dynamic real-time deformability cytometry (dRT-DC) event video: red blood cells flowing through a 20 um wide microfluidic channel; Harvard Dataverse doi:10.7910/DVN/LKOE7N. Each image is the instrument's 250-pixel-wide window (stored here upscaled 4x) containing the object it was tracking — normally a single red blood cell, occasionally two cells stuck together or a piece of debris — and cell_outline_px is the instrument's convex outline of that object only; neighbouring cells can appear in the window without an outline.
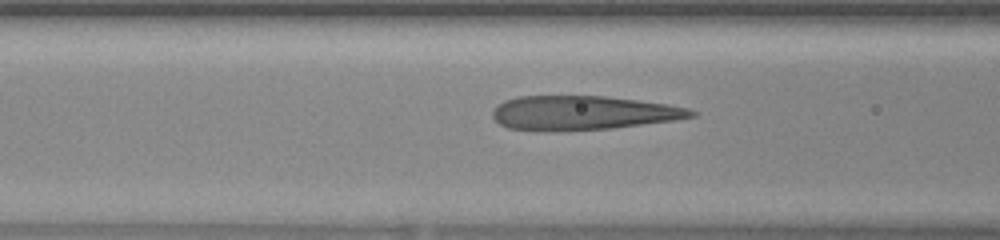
{"species": "human", "species_latin": "Homo sapiens", "temperature_condition": "warm", "stored_images_in_passage": 26, "camera_frame_rate_fps": 3000, "um_per_image_px": 0.085, "donor": {"sex": "female"}, "frame": {"image": 1, "passage_image": 13, "time_ms": 4.0, "image_size_px": [1000, 240], "cell_outline_px": [[696, 116], [676, 120], [612, 128], [544, 132], [540, 132], [508, 128], [500, 124], [492, 116], [492, 108], [504, 100], [516, 96], [604, 96], [668, 104], [688, 108], [696, 112]], "centroid_in_image_um": [49.49, 9.6], "position_along_channel_um": 117.1, "area_um2": 39.88}}
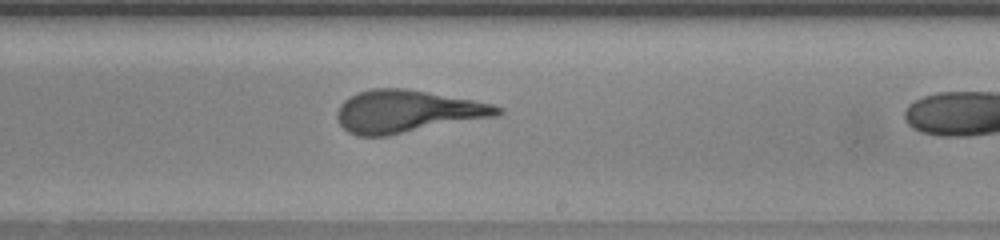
{"frame": {"image": 2, "passage_image": 22, "time_ms": 7.0, "image_size_px": [1000, 240], "cell_outline_px": [[504, 112], [500, 116], [388, 136], [356, 136], [348, 132], [336, 120], [336, 112], [340, 104], [348, 96], [356, 92], [372, 88], [408, 88], [472, 100], [492, 104], [504, 108]], "centroid_in_image_um": [34.61, 9.48], "position_along_channel_um": 254.4, "area_um2": 40.34}}
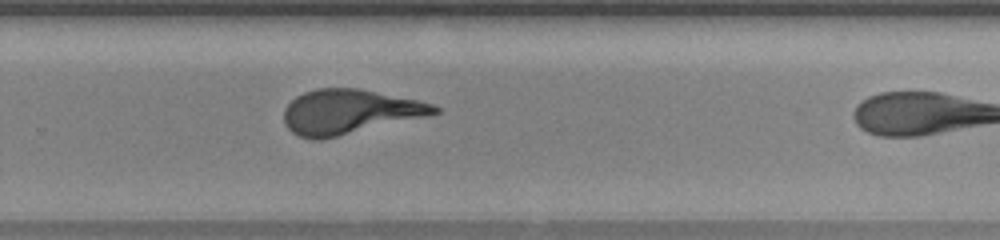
{"frame": {"image": 3, "passage_image": 25, "time_ms": 8.0, "image_size_px": [1000, 240], "cell_outline_px": [[440, 112], [432, 116], [320, 140], [312, 140], [300, 136], [292, 132], [284, 124], [284, 108], [296, 96], [304, 92], [316, 88], [360, 88], [416, 100], [432, 104], [440, 108]], "centroid_in_image_um": [29.72, 9.51], "position_along_channel_um": 300.1, "area_um2": 39.36}}